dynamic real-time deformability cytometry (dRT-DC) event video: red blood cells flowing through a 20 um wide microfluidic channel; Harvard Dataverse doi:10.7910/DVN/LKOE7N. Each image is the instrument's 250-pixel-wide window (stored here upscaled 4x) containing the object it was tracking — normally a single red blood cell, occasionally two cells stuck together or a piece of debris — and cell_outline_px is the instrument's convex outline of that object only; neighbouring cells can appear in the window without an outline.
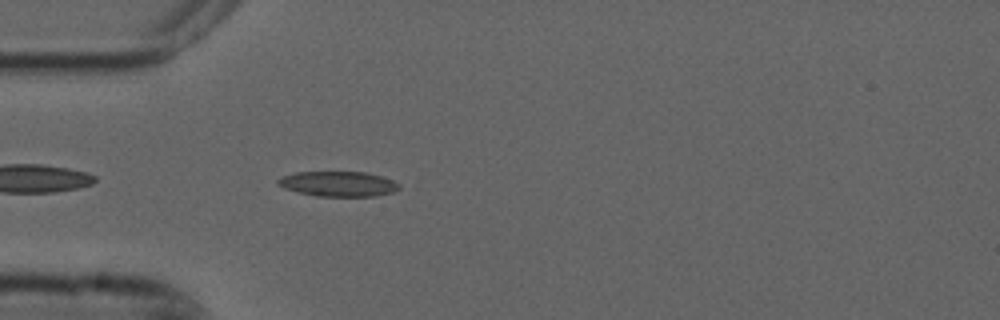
{"species": "common noctule bat (a hibernating species)", "species_latin": "Nyctalus noctula", "temperature_condition": "cold", "stored_images_in_passage": 4, "camera_frame_rate_fps": 3000, "um_per_image_px": 0.085, "animal": {"sex": "male", "forearm_length_mm": 52.5}, "frame": {"image": 1, "passage_image": 4, "time_ms": 1.0, "image_size_px": [1000, 320], "cell_outline_px": [[400, 188], [392, 192], [376, 196], [316, 196], [296, 192], [284, 188], [276, 184], [276, 180], [284, 176], [296, 172], [364, 172], [380, 176], [392, 180], [400, 184]], "centroid_in_image_um": [28.73, 15.63], "position_along_channel_um": 56.3, "area_um2": 17.69}}